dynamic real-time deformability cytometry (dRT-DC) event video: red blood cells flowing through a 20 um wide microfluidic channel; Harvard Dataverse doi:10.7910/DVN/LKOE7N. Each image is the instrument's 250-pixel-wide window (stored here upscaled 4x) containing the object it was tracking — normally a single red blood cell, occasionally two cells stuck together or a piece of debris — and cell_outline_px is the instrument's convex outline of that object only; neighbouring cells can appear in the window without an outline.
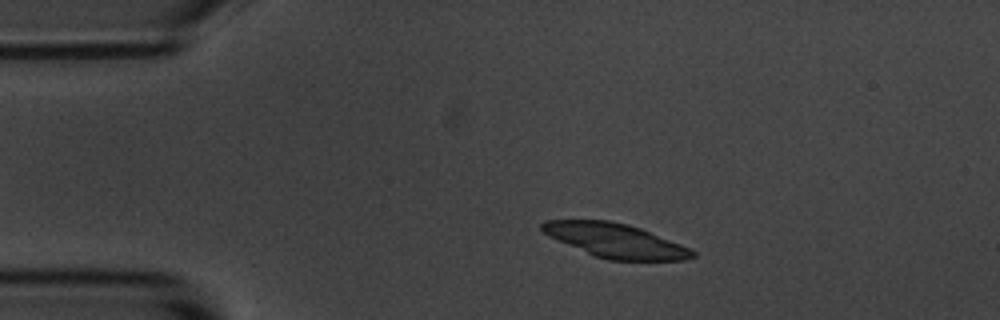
{"species": "common noctule bat (a hibernating species)", "species_latin": "Nyctalus noctula", "temperature_condition": "room temperature", "stored_images_in_passage": 3, "camera_frame_rate_fps": 3000, "um_per_image_px": 0.085, "animal": {"sex": "male", "body_mass_g": 20.1, "forearm_length_mm": 53.5}, "frame": {"image": 1, "passage_image": 2, "time_ms": 1.333, "image_size_px": [1000, 320], "cell_outline_px": [[696, 256], [684, 260], [608, 260], [596, 256], [548, 236], [540, 228], [540, 224], [544, 220], [608, 220], [628, 224], [640, 228], [692, 248], [696, 252]], "centroid_in_image_um": [52.34, 20.44], "position_along_channel_um": 32.7, "area_um2": 29.77}}